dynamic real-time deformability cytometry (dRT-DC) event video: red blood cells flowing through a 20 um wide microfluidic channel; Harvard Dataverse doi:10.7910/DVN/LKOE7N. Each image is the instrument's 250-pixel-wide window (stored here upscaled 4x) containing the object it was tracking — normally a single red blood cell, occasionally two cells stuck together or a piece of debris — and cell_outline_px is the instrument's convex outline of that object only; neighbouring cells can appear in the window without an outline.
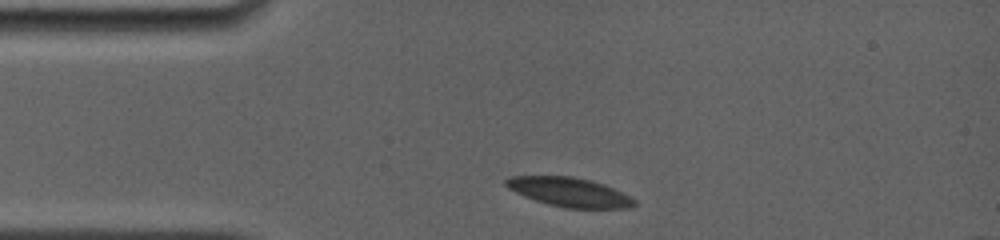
{"species": "common noctule bat (a hibernating species)", "species_latin": "Nyctalus noctula", "temperature_condition": "room temperature", "stored_images_in_passage": 21, "camera_frame_rate_fps": 4000, "um_per_image_px": 0.085, "animal": {"sex": "female", "body_mass_g": 19.0, "forearm_length_mm": 56.7}, "frame": {"image": 1, "passage_image": 1, "time_ms": 0.0, "image_size_px": [1000, 240], "cell_outline_px": [[636, 204], [628, 208], [564, 208], [548, 204], [524, 196], [508, 188], [504, 184], [504, 180], [512, 176], [572, 176], [588, 180], [612, 188], [636, 200]], "centroid_in_image_um": [48.35, 16.33], "position_along_channel_um": 36.6, "area_um2": 21.44}}
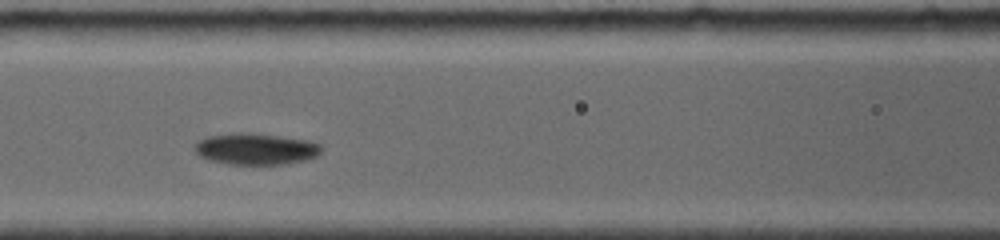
{"frame": {"image": 2, "passage_image": 7, "time_ms": 3.75, "image_size_px": [1000, 240], "cell_outline_px": [[320, 152], [316, 156], [304, 160], [284, 164], [232, 164], [208, 160], [200, 156], [196, 152], [196, 144], [204, 136], [232, 132], [252, 132], [308, 140], [320, 144]], "centroid_in_image_um": [21.71, 12.64], "position_along_channel_um": 144.9, "area_um2": 23.24}}
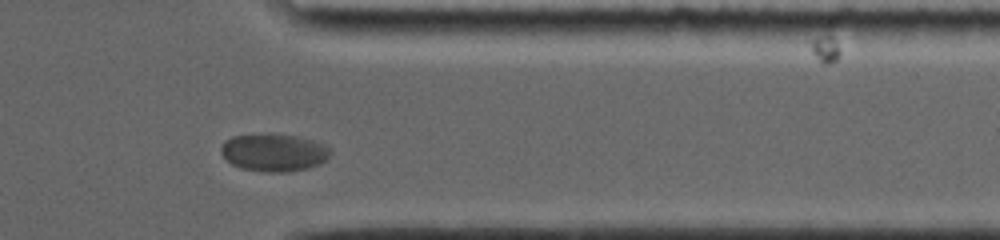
{"frame": {"image": 3, "passage_image": 18, "time_ms": 10.5, "image_size_px": [1000, 240], "cell_outline_px": [[332, 152], [320, 164], [308, 168], [288, 172], [264, 172], [240, 168], [232, 164], [220, 152], [220, 148], [224, 140], [232, 136], [260, 132], [264, 132], [296, 136], [312, 140], [324, 144], [332, 148]], "centroid_in_image_um": [23.26, 12.94], "position_along_channel_um": 388.1, "area_um2": 24.51}}